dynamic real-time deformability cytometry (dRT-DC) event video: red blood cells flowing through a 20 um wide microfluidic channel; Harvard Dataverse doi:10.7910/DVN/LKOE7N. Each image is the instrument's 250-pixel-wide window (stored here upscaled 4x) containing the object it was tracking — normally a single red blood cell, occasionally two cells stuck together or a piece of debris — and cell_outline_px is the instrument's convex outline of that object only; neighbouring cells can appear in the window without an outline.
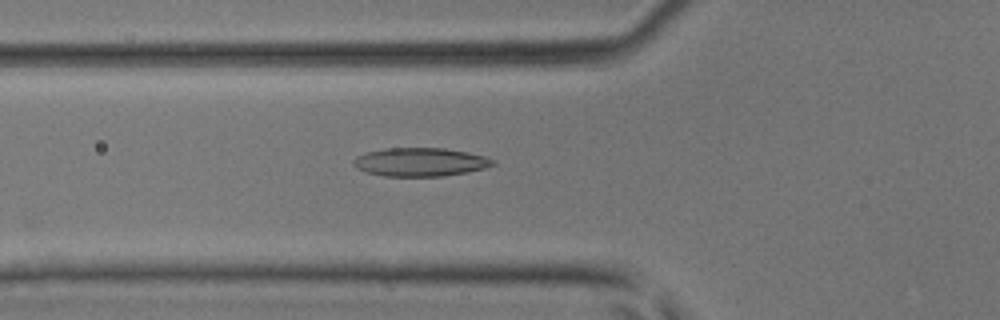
{"species": "common noctule bat (a hibernating species)", "species_latin": "Nyctalus noctula", "temperature_condition": "room temperature", "stored_images_in_passage": 36, "camera_frame_rate_fps": 3000, "um_per_image_px": 0.085, "animal": {"sex": "male", "body_mass_g": 17.9, "forearm_length_mm": 54.2}, "frame": {"image": 1, "passage_image": 8, "time_ms": 2.333, "image_size_px": [1000, 320], "cell_outline_px": [[496, 164], [484, 168], [468, 172], [444, 176], [384, 176], [364, 172], [356, 168], [352, 164], [352, 160], [356, 156], [368, 152], [384, 148], [444, 148], [484, 156], [492, 160]], "centroid_in_image_um": [35.66, 13.78], "position_along_channel_um": 90.1, "area_um2": 23.12}}
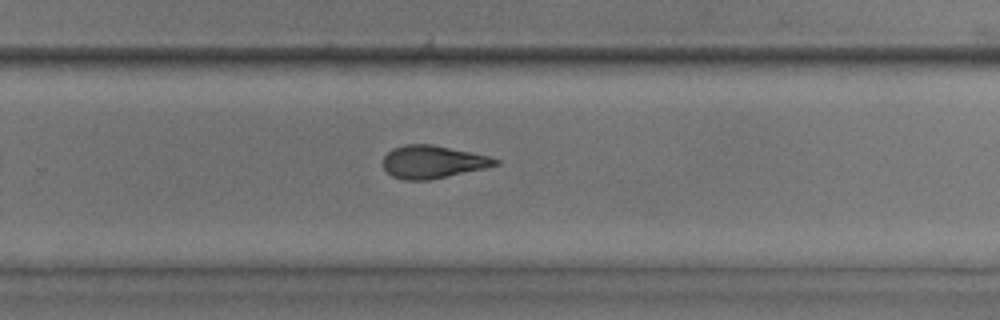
{"frame": {"image": 2, "passage_image": 21, "time_ms": 6.667, "image_size_px": [1000, 320], "cell_outline_px": [[500, 164], [484, 168], [428, 180], [404, 180], [392, 176], [384, 168], [384, 156], [392, 148], [404, 144], [432, 144], [488, 156], [500, 160]], "centroid_in_image_um": [36.76, 13.75], "position_along_channel_um": 293.0, "area_um2": 21.21}}
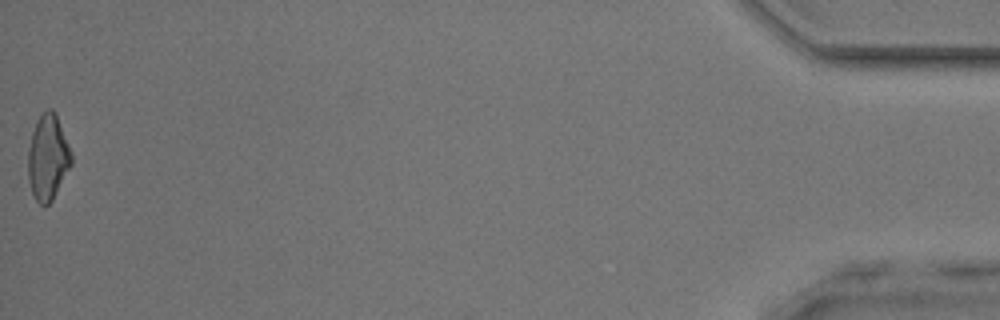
{"frame": {"image": 3, "passage_image": 36, "time_ms": 11.667, "image_size_px": [1000, 320], "cell_outline_px": [[72, 164], [52, 200], [44, 208], [36, 200], [32, 192], [28, 180], [28, 148], [32, 132], [36, 120], [48, 108], [52, 108], [56, 112], [72, 152]], "centroid_in_image_um": [4.07, 13.37], "position_along_channel_um": 431.1, "area_um2": 21.79}}